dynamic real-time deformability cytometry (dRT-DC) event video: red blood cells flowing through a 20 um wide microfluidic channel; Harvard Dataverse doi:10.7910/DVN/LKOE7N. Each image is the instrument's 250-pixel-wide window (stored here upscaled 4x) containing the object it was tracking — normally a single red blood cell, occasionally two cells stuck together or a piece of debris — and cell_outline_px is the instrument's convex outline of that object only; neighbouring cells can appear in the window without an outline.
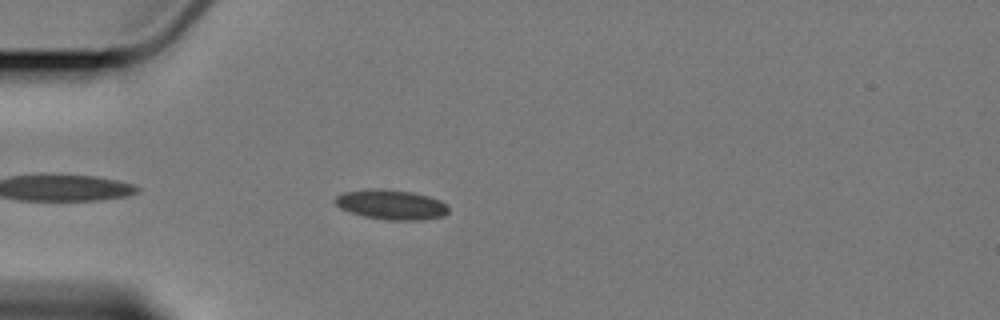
{"species": "Egyptian fruit bat (a non-hibernating species)", "species_latin": "Rousettus aegyptiacus", "temperature_condition": "cold", "stored_images_in_passage": 1, "camera_frame_rate_fps": 3000, "um_per_image_px": 0.085, "animal": {"sex": "female"}, "frame": {"image": 1, "passage_image": 1, "time_ms": 0.0, "image_size_px": [1000, 320], "cell_outline_px": [[448, 212], [444, 216], [420, 220], [388, 220], [364, 216], [348, 212], [340, 208], [336, 204], [336, 196], [344, 192], [368, 188], [384, 188], [412, 192], [428, 196], [440, 200], [448, 204]], "centroid_in_image_um": [33.26, 17.38], "position_along_channel_um": 51.7, "area_um2": 19.88}}